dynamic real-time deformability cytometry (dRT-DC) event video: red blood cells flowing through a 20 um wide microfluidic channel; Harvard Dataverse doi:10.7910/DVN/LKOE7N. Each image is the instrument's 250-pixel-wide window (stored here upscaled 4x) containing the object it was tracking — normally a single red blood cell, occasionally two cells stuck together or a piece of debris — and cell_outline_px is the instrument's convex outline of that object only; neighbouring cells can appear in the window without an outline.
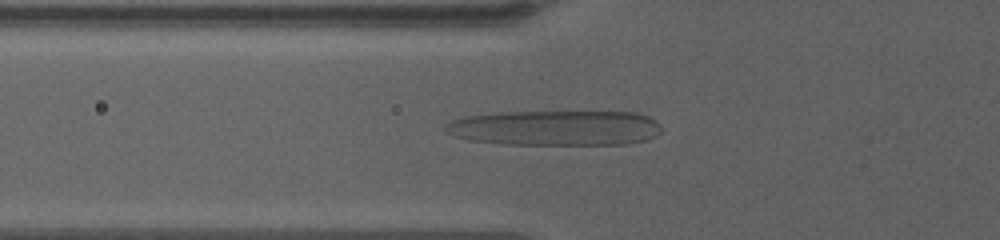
{"species": "human", "species_latin": "Homo sapiens", "temperature_condition": "warm", "stored_images_in_passage": 45, "camera_frame_rate_fps": 3000, "um_per_image_px": 0.085, "donor": {"sex": "female"}, "frame": {"image": 1, "passage_image": 13, "time_ms": 7.667, "image_size_px": [1000, 240], "cell_outline_px": [[660, 132], [656, 136], [648, 140], [628, 144], [504, 144], [468, 140], [452, 136], [444, 132], [444, 124], [448, 120], [464, 116], [500, 112], [636, 112], [648, 116], [656, 120], [660, 124]], "centroid_in_image_um": [47.16, 10.87], "position_along_channel_um": 78.6, "area_um2": 44.91}}
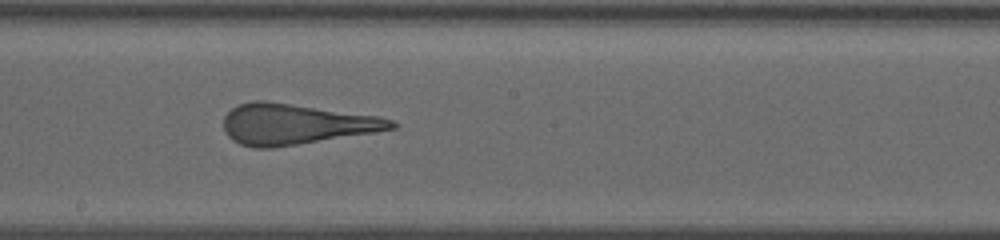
{"frame": {"image": 2, "passage_image": 24, "time_ms": 12.0, "image_size_px": [1000, 240], "cell_outline_px": [[400, 124], [396, 128], [376, 132], [272, 148], [252, 148], [240, 144], [232, 140], [228, 136], [224, 128], [224, 116], [232, 108], [240, 104], [256, 100], [264, 100], [380, 116], [392, 120]], "centroid_in_image_um": [25.15, 10.55], "position_along_channel_um": 223.1, "area_um2": 39.71}}
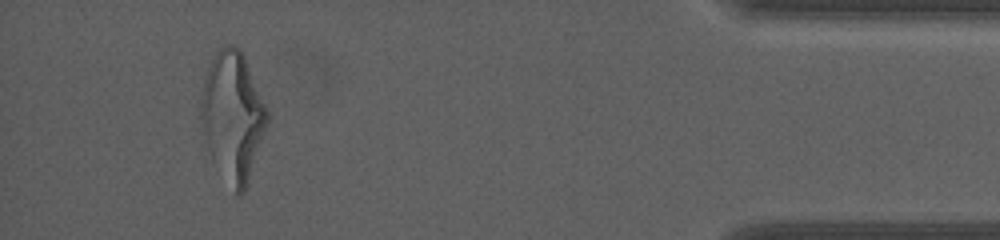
{"frame": {"image": 3, "passage_image": 42, "time_ms": 19.333, "image_size_px": [1000, 240], "cell_outline_px": [[268, 124], [244, 192], [240, 196], [236, 196], [212, 160], [200, 128], [200, 92], [204, 76], [216, 48], [224, 44], [232, 44], [240, 48], [244, 56], [268, 108]], "centroid_in_image_um": [19.75, 9.84], "position_along_channel_um": 415.4, "area_um2": 50.63}}